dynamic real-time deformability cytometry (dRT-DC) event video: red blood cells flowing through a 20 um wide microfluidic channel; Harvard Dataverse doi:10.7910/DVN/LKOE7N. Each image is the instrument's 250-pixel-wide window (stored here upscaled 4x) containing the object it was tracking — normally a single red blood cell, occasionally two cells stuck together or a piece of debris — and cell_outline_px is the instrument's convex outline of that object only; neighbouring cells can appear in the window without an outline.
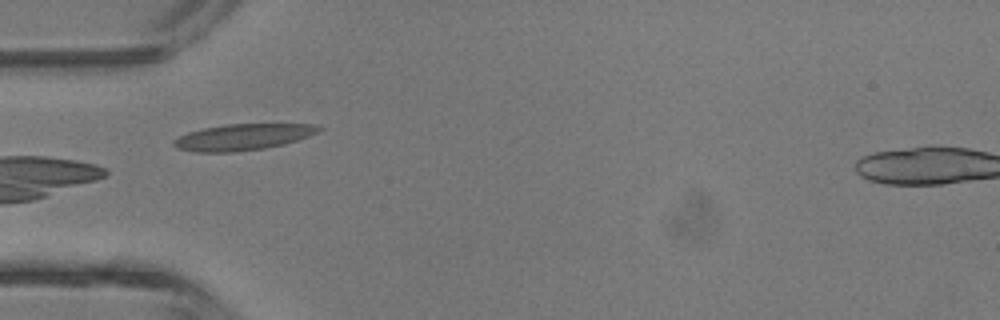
{"species": "common noctule bat (a hibernating species)", "species_latin": "Nyctalus noctula", "temperature_condition": "room temperature", "stored_images_in_passage": 6, "camera_frame_rate_fps": 3000, "um_per_image_px": 0.085, "animal": {"sex": "male", "body_mass_g": 13.3}, "frame": {"image": 1, "passage_image": 5, "time_ms": 4.667, "image_size_px": [1000, 320], "cell_outline_px": [[324, 128], [308, 136], [284, 144], [264, 148], [232, 152], [196, 152], [176, 148], [172, 144], [172, 140], [188, 132], [204, 128], [228, 124], [316, 124]], "centroid_in_image_um": [20.62, 11.65], "position_along_channel_um": 64.4, "area_um2": 22.02}}
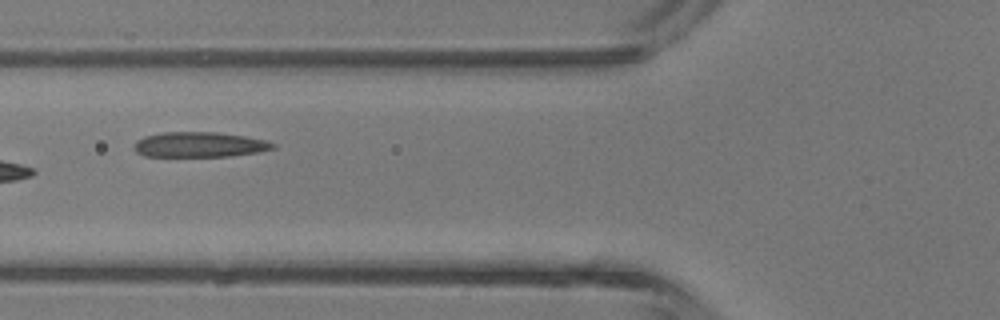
{"frame": {"image": 2, "passage_image": 6, "time_ms": 5.667, "image_size_px": [1000, 320], "cell_outline_px": [[276, 148], [260, 152], [232, 156], [144, 156], [136, 152], [132, 148], [136, 140], [144, 136], [160, 132], [216, 132], [244, 136], [264, 140], [276, 144]], "centroid_in_image_um": [16.93, 12.29], "position_along_channel_um": 108.9, "area_um2": 20.52}}